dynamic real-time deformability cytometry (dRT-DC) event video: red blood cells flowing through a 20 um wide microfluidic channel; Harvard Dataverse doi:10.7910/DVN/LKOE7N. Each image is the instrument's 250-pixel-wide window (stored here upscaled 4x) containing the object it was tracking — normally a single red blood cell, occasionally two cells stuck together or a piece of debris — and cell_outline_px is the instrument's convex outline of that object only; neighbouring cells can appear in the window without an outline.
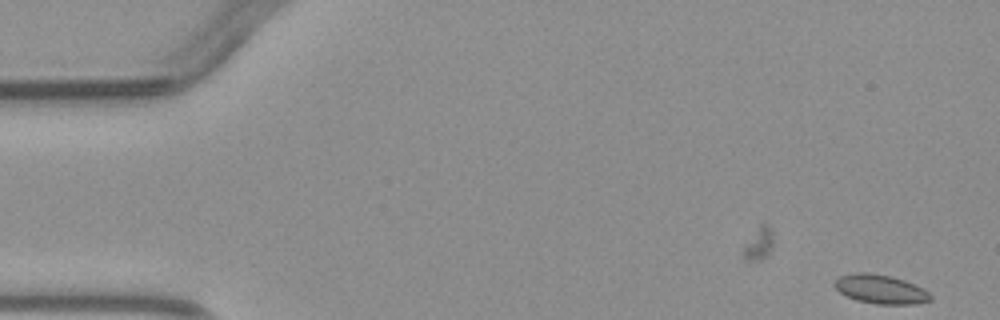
{"species": "common noctule bat (a hibernating species)", "species_latin": "Nyctalus noctula", "temperature_condition": "warm", "stored_images_in_passage": 4, "camera_frame_rate_fps": 3000, "um_per_image_px": 0.085, "animal": {"sex": "male", "body_mass_g": 23.1, "forearm_length_mm": 52.7}, "frame": {"image": 1, "passage_image": 1, "time_ms": 0.0, "image_size_px": [1000, 320], "cell_outline_px": [[932, 300], [912, 304], [876, 304], [856, 300], [840, 292], [832, 284], [840, 276], [852, 272], [868, 272], [888, 276], [904, 280], [928, 292], [932, 296]], "centroid_in_image_um": [74.81, 24.58], "position_along_channel_um": 10.2, "area_um2": 16.01}}
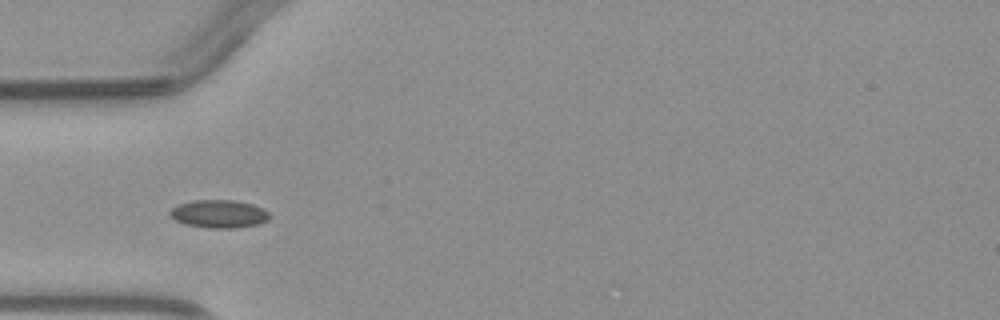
{"frame": {"image": 2, "passage_image": 4, "time_ms": 4.333, "image_size_px": [1000, 320], "cell_outline_px": [[272, 216], [268, 220], [260, 224], [236, 228], [208, 228], [184, 224], [176, 220], [168, 212], [176, 204], [192, 200], [236, 200], [252, 204], [264, 208]], "centroid_in_image_um": [18.64, 18.17], "position_along_channel_um": 66.4, "area_um2": 16.53}}